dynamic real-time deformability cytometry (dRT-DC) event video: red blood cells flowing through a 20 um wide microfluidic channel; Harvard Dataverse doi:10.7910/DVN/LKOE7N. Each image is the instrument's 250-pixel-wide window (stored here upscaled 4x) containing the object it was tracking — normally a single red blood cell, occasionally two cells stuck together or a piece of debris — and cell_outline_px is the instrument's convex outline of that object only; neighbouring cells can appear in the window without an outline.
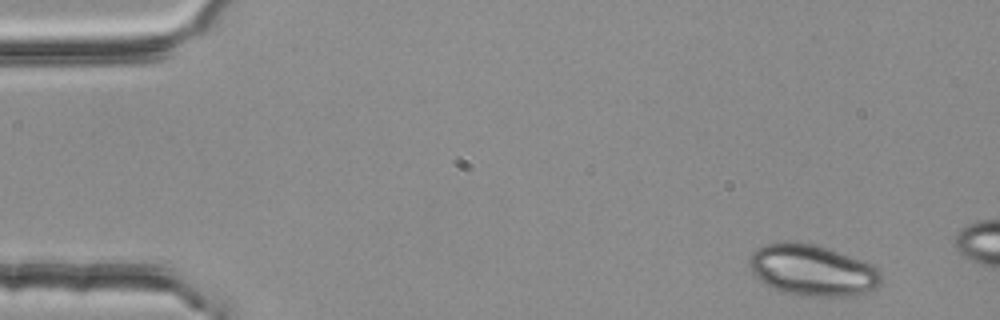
{"species": "common noctule bat (a hibernating species)", "species_latin": "Nyctalus noctula", "temperature_condition": "room temperature", "stored_images_in_passage": 4, "camera_frame_rate_fps": 3000, "um_per_image_px": 0.085, "animal": {"sex": "female", "body_mass_g": 25.1}, "frame": {"image": 1, "passage_image": 1, "time_ms": 0.0, "image_size_px": [1000, 320], "cell_outline_px": [[880, 284], [876, 288], [868, 292], [852, 296], [800, 296], [784, 292], [772, 288], [764, 284], [752, 272], [748, 260], [752, 252], [764, 244], [788, 240], [812, 244], [872, 264], [880, 272]], "centroid_in_image_um": [69.01, 22.98], "position_along_channel_um": 16.0, "area_um2": 39.25}}